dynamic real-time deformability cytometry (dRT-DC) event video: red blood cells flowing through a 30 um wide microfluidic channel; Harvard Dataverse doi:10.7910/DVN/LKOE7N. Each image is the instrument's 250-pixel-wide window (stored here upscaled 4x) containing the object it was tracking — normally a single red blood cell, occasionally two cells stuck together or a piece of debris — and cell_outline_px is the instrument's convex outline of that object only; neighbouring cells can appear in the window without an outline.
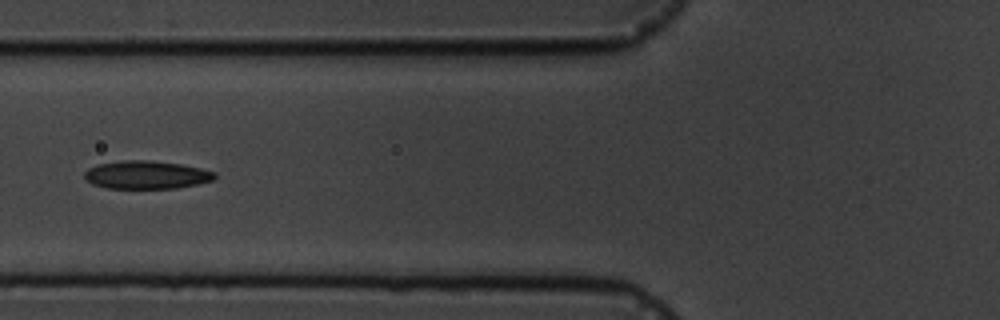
{"species": "common noctule bat (a hibernating species)", "species_latin": "Nyctalus noctula", "temperature_condition": "cold", "stored_images_in_passage": 6, "camera_frame_rate_fps": 3000, "um_per_image_px": 0.085, "animal": {"sex": "male", "body_mass_g": 19.5, "forearm_length_mm": 54.6}, "frame": {"image": 1, "passage_image": 6, "time_ms": 5.667, "image_size_px": [1000, 320], "cell_outline_px": [[216, 176], [212, 180], [196, 184], [176, 188], [108, 188], [92, 184], [84, 176], [84, 172], [88, 168], [96, 164], [124, 160], [148, 160], [180, 164], [200, 168], [216, 172]], "centroid_in_image_um": [12.42, 14.85], "position_along_channel_um": 113.4, "area_um2": 21.21}}